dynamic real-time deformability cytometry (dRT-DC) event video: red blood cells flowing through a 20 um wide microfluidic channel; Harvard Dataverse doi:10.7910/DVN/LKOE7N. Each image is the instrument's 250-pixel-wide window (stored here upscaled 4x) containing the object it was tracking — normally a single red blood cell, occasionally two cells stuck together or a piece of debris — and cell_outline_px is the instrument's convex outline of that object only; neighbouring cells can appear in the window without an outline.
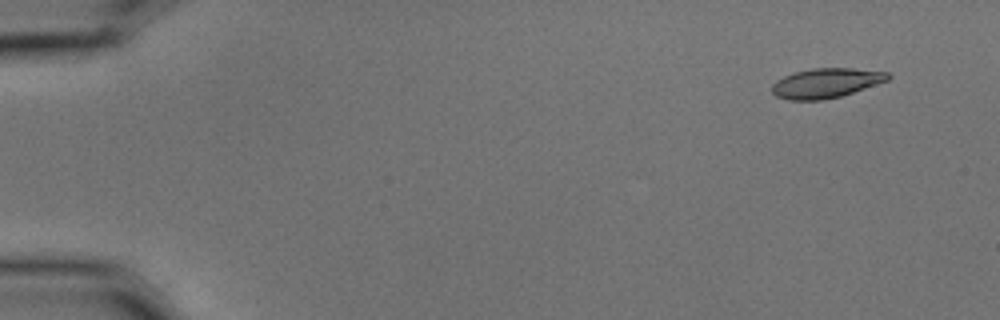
{"species": "common noctule bat (a hibernating species)", "species_latin": "Nyctalus noctula", "temperature_condition": "cold", "stored_images_in_passage": 5, "camera_frame_rate_fps": 3000, "um_per_image_px": 0.085, "animal": {"sex": "male", "body_mass_g": 15.6}, "frame": {"image": 1, "passage_image": 2, "time_ms": 0.333, "image_size_px": [1000, 320], "cell_outline_px": [[892, 76], [888, 80], [840, 96], [824, 100], [788, 100], [776, 96], [772, 92], [772, 84], [776, 80], [784, 76], [796, 72], [812, 68], [852, 68], [888, 72]], "centroid_in_image_um": [70.19, 7.06], "position_along_channel_um": 14.8, "area_um2": 19.94}}
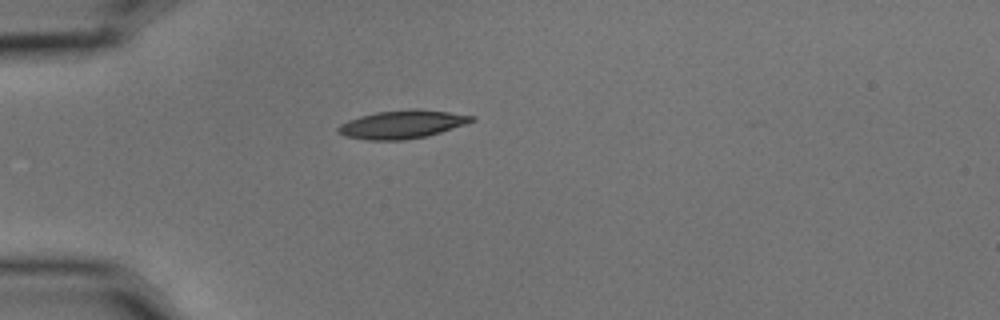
{"frame": {"image": 2, "passage_image": 5, "time_ms": 1.333, "image_size_px": [1000, 320], "cell_outline_px": [[476, 120], [440, 132], [424, 136], [404, 140], [368, 140], [344, 136], [336, 132], [336, 128], [340, 124], [348, 120], [360, 116], [376, 112], [412, 108], [416, 108], [448, 112], [476, 116]], "centroid_in_image_um": [34.14, 10.56], "position_along_channel_um": 50.9, "area_um2": 21.96}}